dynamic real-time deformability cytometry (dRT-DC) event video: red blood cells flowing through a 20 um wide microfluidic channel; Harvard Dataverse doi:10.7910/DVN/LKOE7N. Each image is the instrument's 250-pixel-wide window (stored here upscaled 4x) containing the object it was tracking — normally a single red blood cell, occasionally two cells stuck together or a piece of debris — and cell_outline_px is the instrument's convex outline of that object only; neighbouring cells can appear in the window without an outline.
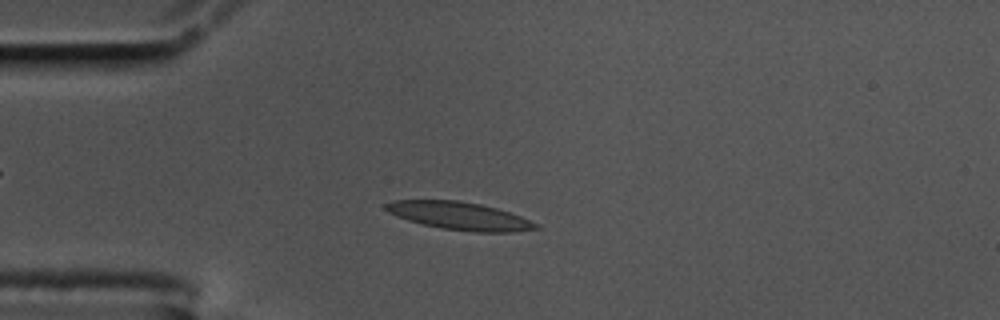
{"species": "common noctule bat (a hibernating species)", "species_latin": "Nyctalus noctula", "temperature_condition": "cold", "stored_images_in_passage": 55, "camera_frame_rate_fps": 3000, "um_per_image_px": 0.085, "animal": {"sex": "male", "body_mass_g": 17.5, "forearm_length_mm": 52.3}, "frame": {"image": 1, "passage_image": 12, "time_ms": 3.667, "image_size_px": [1000, 320], "cell_outline_px": [[540, 228], [512, 232], [472, 232], [440, 228], [408, 220], [388, 212], [384, 208], [384, 204], [396, 200], [460, 200], [480, 204], [496, 208], [520, 216], [540, 224]], "centroid_in_image_um": [39.08, 18.35], "position_along_channel_um": 45.9, "area_um2": 24.28}}
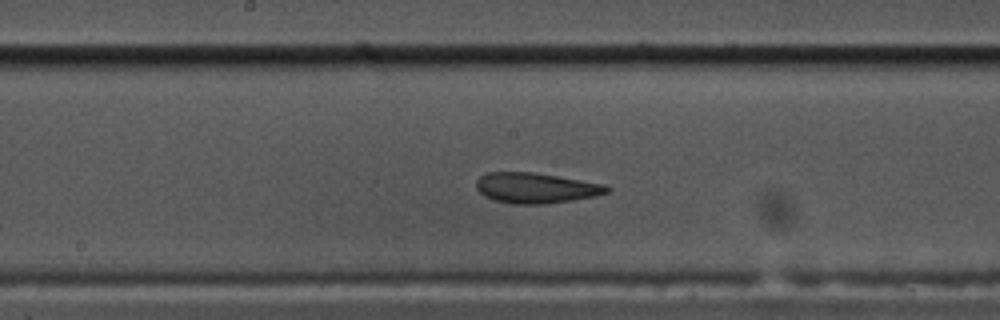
{"frame": {"image": 2, "passage_image": 27, "time_ms": 8.667, "image_size_px": [1000, 320], "cell_outline_px": [[612, 188], [608, 192], [596, 196], [572, 200], [544, 204], [512, 204], [496, 200], [484, 196], [476, 188], [476, 180], [480, 176], [488, 172], [532, 172], [604, 184]], "centroid_in_image_um": [45.54, 15.98], "position_along_channel_um": 202.7, "area_um2": 23.06}}
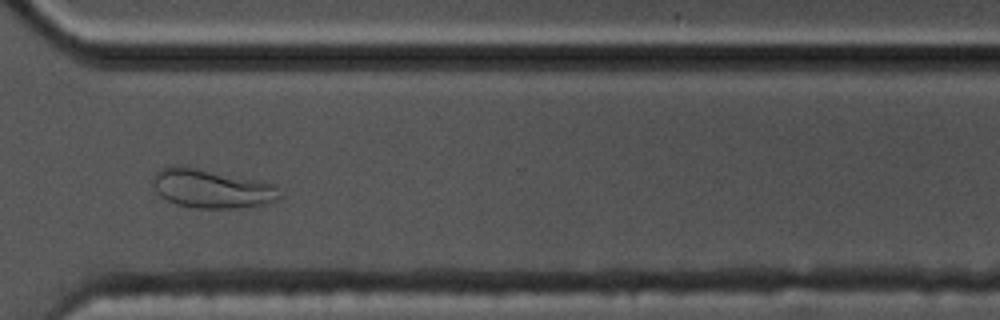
{"frame": {"image": 3, "passage_image": 40, "time_ms": 13.0, "image_size_px": [1000, 320], "cell_outline_px": [[284, 196], [276, 200], [264, 204], [240, 208], [196, 208], [176, 204], [160, 196], [156, 192], [152, 180], [152, 176], [160, 168], [196, 168], [260, 180], [276, 184]], "centroid_in_image_um": [18.06, 16.06], "position_along_channel_um": 352.5, "area_um2": 28.55}, "authors_computed_cell_mechanics": {"area_um2": 23.5246, "velocity_mm_per_s": 3.4585, "shape_relaxation_time_tau1_ms": 7.3455, "shape_relaxation_time_tau2_ms": 1.9731, "deformation_change_tau1": 0.2124, "deformation_change_tau2": 0.096}}